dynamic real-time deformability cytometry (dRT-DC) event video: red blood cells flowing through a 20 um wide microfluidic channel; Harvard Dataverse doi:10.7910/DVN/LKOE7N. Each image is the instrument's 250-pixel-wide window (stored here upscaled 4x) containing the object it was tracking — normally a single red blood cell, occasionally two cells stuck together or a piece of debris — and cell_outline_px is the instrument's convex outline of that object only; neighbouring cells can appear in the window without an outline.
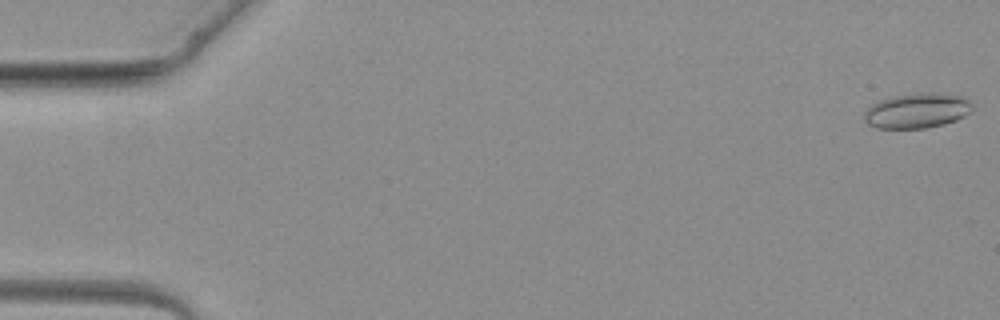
{"species": "common noctule bat (a hibernating species)", "species_latin": "Nyctalus noctula", "temperature_condition": "warm", "stored_images_in_passage": 5, "camera_frame_rate_fps": 3000, "um_per_image_px": 0.085, "animal": {"sex": "female", "body_mass_g": 19.3, "forearm_length_mm": 54.1}, "frame": {"image": 1, "passage_image": 1, "time_ms": 0.0, "image_size_px": [1000, 320], "cell_outline_px": [[972, 112], [956, 120], [944, 124], [928, 128], [876, 128], [868, 124], [864, 120], [864, 112], [868, 104], [892, 96], [916, 92], [932, 92], [964, 96], [972, 104]], "centroid_in_image_um": [77.93, 9.39], "position_along_channel_um": 7.1, "area_um2": 22.54}}
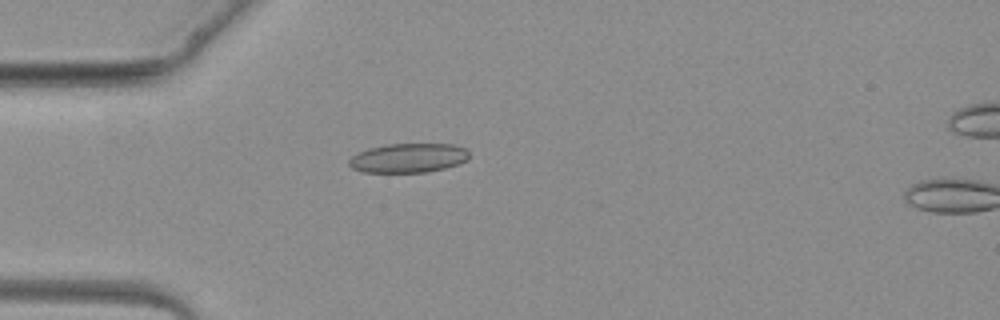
{"frame": {"image": 2, "passage_image": 4, "time_ms": 3.667, "image_size_px": [1000, 320], "cell_outline_px": [[468, 160], [460, 164], [444, 168], [424, 172], [360, 172], [352, 168], [348, 164], [348, 160], [352, 156], [368, 148], [384, 144], [452, 144], [464, 148], [468, 152]], "centroid_in_image_um": [34.69, 13.43], "position_along_channel_um": 50.3, "area_um2": 20.52}}